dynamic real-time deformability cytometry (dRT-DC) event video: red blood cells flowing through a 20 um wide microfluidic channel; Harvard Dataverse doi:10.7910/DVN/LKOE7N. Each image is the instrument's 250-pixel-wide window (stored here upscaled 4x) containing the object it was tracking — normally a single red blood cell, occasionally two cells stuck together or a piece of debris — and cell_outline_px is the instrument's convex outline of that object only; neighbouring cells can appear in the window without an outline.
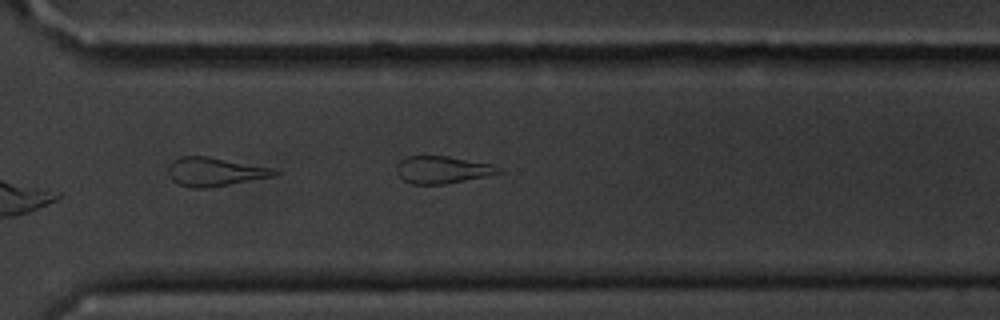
{"species": "common noctule bat (a hibernating species)", "species_latin": "Nyctalus noctula", "temperature_condition": "cold", "stored_images_in_passage": 11, "camera_frame_rate_fps": 3000, "um_per_image_px": 0.085, "animal": {"sex": "male", "body_mass_g": 20.1, "forearm_length_mm": 53.5}, "frame": {"image": 1, "passage_image": 11, "time_ms": 12.667, "image_size_px": [1000, 320], "cell_outline_px": [[504, 172], [444, 184], [412, 184], [404, 180], [396, 172], [396, 164], [404, 156], [448, 156], [492, 164], [500, 168]], "centroid_in_image_um": [37.56, 14.41], "position_along_channel_um": 333.0, "area_um2": 16.18}}